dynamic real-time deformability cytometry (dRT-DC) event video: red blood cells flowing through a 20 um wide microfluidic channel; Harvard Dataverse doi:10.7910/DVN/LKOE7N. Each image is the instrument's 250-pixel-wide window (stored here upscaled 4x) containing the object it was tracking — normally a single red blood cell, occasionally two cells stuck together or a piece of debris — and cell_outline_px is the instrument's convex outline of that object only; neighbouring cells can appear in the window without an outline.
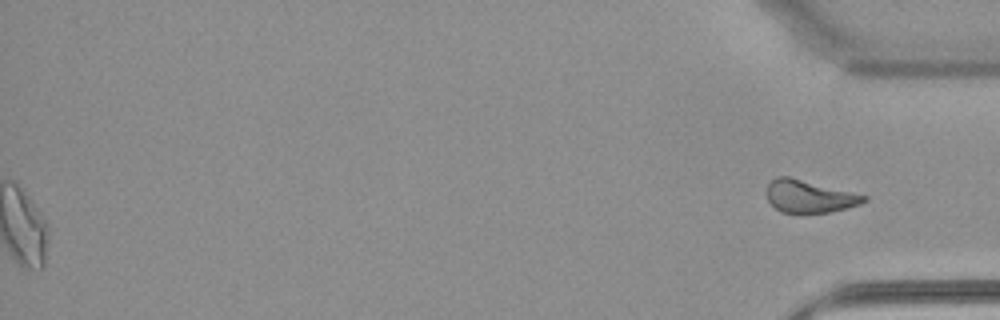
{"species": "common noctule bat (a hibernating species)", "species_latin": "Nyctalus noctula", "temperature_condition": "warm", "stored_images_in_passage": 54, "segment_of_instrument_passage": [2, 2], "camera_frame_rate_fps": 3000, "um_per_image_px": 0.085, "animal": {"sex": "female", "body_mass_g": 22.7, "forearm_length_mm": 54.2}, "frame": {"image": 1, "passage_image": 54, "time_ms": 17.667, "image_size_px": [1000, 320], "cell_outline_px": [[868, 200], [860, 204], [828, 212], [804, 216], [780, 212], [768, 200], [764, 192], [768, 184], [776, 176], [788, 176], [868, 196]], "centroid_in_image_um": [68.73, 16.73], "position_along_channel_um": 366.5, "area_um2": 18.9}}